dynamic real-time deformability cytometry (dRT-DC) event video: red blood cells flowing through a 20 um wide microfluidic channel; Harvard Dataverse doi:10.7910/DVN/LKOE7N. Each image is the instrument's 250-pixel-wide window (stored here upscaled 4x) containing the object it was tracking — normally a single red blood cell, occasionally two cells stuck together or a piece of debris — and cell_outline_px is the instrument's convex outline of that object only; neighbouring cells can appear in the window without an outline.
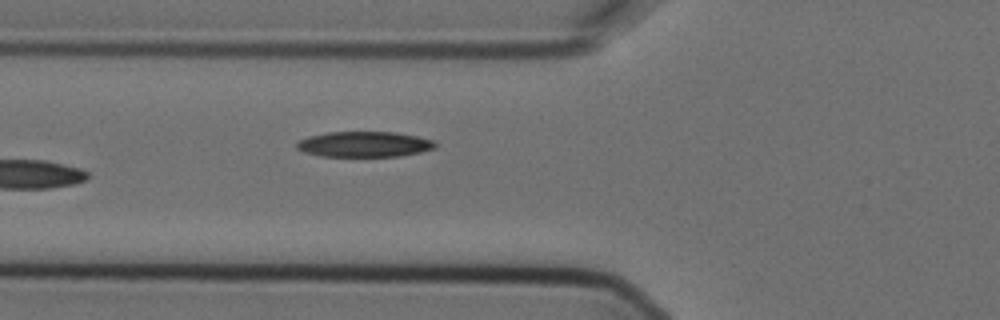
{"species": "Egyptian fruit bat (a non-hibernating species)", "species_latin": "Rousettus aegyptiacus", "temperature_condition": "cold", "stored_images_in_passage": 5, "camera_frame_rate_fps": 3000, "um_per_image_px": 0.085, "animal": {"sex": "female"}, "frame": {"image": 1, "passage_image": 5, "time_ms": 1.333, "image_size_px": [1000, 320], "cell_outline_px": [[436, 148], [420, 152], [400, 156], [320, 156], [304, 152], [296, 148], [296, 144], [300, 140], [308, 136], [328, 132], [392, 132], [416, 136], [432, 140], [436, 144]], "centroid_in_image_um": [30.94, 12.26], "position_along_channel_um": 94.9, "area_um2": 20.46}}